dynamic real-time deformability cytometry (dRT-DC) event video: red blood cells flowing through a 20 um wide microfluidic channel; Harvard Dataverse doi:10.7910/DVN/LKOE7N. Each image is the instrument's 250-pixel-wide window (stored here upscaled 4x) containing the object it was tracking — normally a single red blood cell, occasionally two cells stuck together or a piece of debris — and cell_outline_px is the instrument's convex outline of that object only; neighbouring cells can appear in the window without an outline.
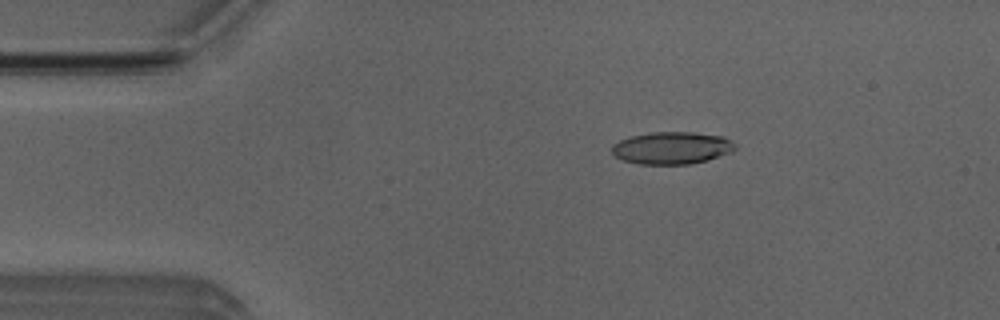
{"species": "Egyptian fruit bat (a non-hibernating species)", "species_latin": "Rousettus aegyptiacus", "temperature_condition": "room temperature", "stored_images_in_passage": 43, "camera_frame_rate_fps": 3000, "um_per_image_px": 0.085, "animal": {"sex": "male"}, "frame": {"image": 1, "passage_image": 1, "time_ms": 0.0, "image_size_px": [1000, 320], "cell_outline_px": [[736, 148], [732, 152], [708, 160], [692, 164], [640, 164], [624, 160], [616, 156], [612, 152], [612, 144], [620, 140], [632, 136], [652, 132], [692, 132], [724, 136], [732, 140], [736, 144]], "centroid_in_image_um": [57.16, 12.57], "position_along_channel_um": 27.8, "area_um2": 23.29}}
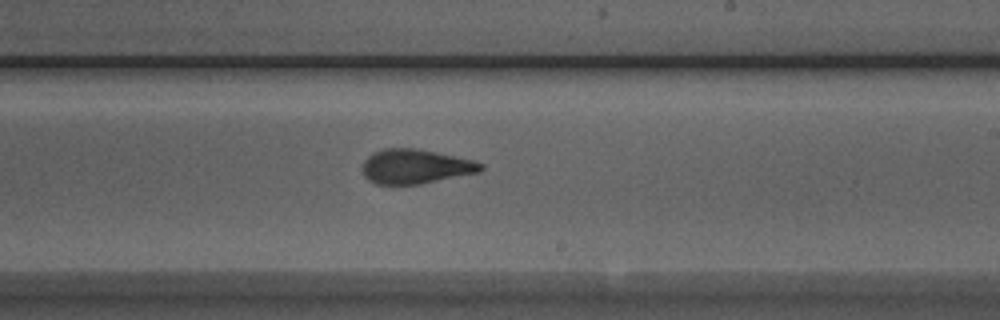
{"frame": {"image": 2, "passage_image": 22, "time_ms": 7.0, "image_size_px": [1000, 320], "cell_outline_px": [[484, 168], [480, 172], [420, 184], [376, 184], [368, 180], [364, 176], [364, 160], [372, 152], [384, 148], [416, 148], [472, 160], [484, 164]], "centroid_in_image_um": [35.31, 14.15], "position_along_channel_um": 253.7, "area_um2": 23.64}}
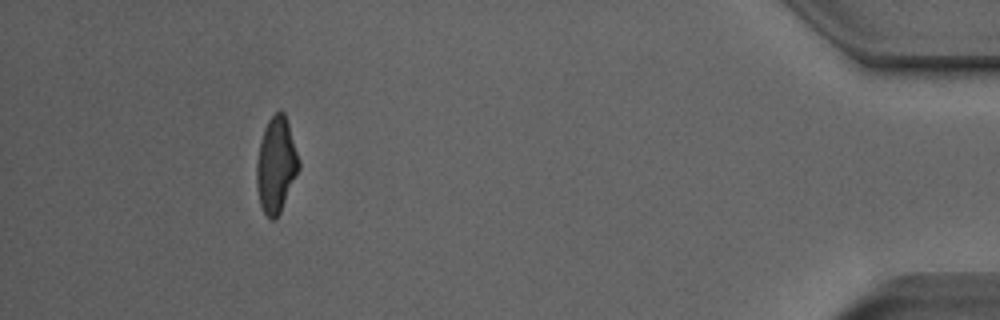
{"frame": {"image": 3, "passage_image": 39, "time_ms": 12.667, "image_size_px": [1000, 320], "cell_outline_px": [[300, 168], [280, 212], [276, 220], [272, 220], [264, 212], [260, 204], [256, 188], [256, 164], [260, 140], [264, 128], [268, 120], [280, 108], [284, 112], [300, 160]], "centroid_in_image_um": [23.46, 14.01], "position_along_channel_um": 411.7, "area_um2": 23.58}, "authors_computed_cell_mechanics": {"area_um2": 24.0448, "velocity_mm_per_s": 3.9789, "shape_relaxation_time_tau1_ms": 7.6235, "shape_relaxation_time_tau2_ms": 1.6172, "deformation_change_tau1": 0.2455, "deformation_change_tau2": 0.0922}}